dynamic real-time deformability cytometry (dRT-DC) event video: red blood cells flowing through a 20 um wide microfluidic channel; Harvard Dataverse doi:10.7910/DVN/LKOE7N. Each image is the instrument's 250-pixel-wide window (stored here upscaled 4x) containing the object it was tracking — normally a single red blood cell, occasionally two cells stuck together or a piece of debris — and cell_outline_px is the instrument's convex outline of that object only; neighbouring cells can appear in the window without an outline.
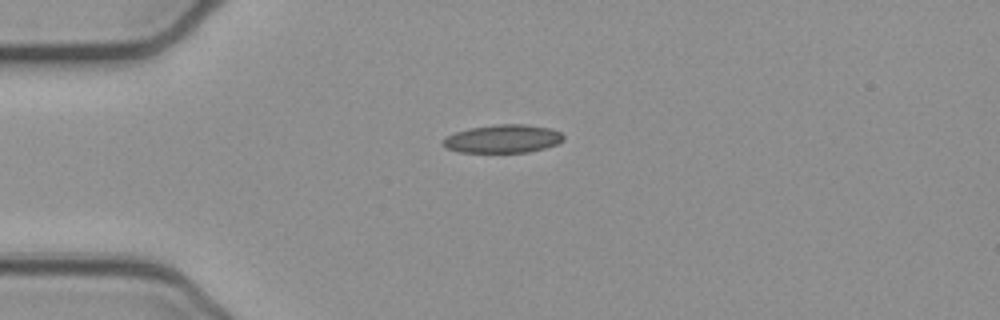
{"species": "common noctule bat (a hibernating species)", "species_latin": "Nyctalus noctula", "temperature_condition": "cold", "stored_images_in_passage": 43, "camera_frame_rate_fps": 3000, "um_per_image_px": 0.085, "animal": {"sex": "female", "body_mass_g": 21.9}, "frame": {"image": 1, "passage_image": 4, "time_ms": 1.0, "image_size_px": [1000, 320], "cell_outline_px": [[564, 140], [556, 144], [544, 148], [528, 152], [460, 152], [444, 148], [440, 144], [448, 136], [456, 132], [468, 128], [500, 124], [524, 124], [552, 128], [560, 132], [564, 136]], "centroid_in_image_um": [42.74, 11.79], "position_along_channel_um": 42.3, "area_um2": 19.83}}
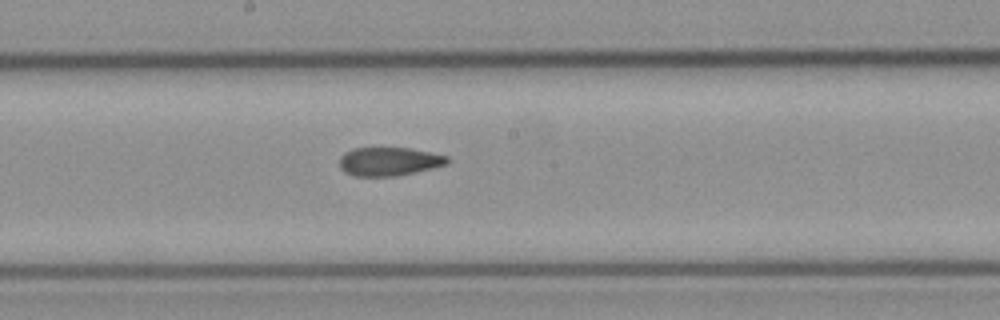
{"frame": {"image": 2, "passage_image": 19, "time_ms": 6.0, "image_size_px": [1000, 320], "cell_outline_px": [[452, 160], [448, 164], [416, 172], [396, 176], [356, 176], [344, 172], [340, 168], [340, 156], [344, 152], [352, 148], [408, 148], [448, 156]], "centroid_in_image_um": [33.07, 13.73], "position_along_channel_um": 215.1, "area_um2": 18.03}}
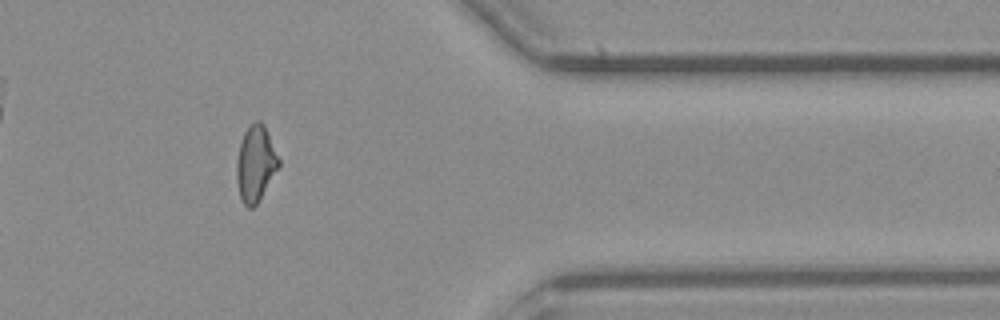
{"frame": {"image": 3, "passage_image": 34, "time_ms": 11.0, "image_size_px": [1000, 320], "cell_outline_px": [[280, 164], [260, 200], [252, 208], [248, 208], [240, 200], [236, 180], [236, 160], [240, 144], [244, 132], [256, 120], [260, 120], [264, 124], [280, 160]], "centroid_in_image_um": [21.71, 13.94], "position_along_channel_um": 389.7, "area_um2": 18.67}, "authors_computed_cell_mechanics": {"area_um2": 18.8428, "velocity_mm_per_s": 3.8989, "shape_relaxation_time_tau1_ms": null, "shape_relaxation_time_tau2_ms": 2.7884, "deformation_change_tau1": null, "deformation_change_tau2": 0.0957}}